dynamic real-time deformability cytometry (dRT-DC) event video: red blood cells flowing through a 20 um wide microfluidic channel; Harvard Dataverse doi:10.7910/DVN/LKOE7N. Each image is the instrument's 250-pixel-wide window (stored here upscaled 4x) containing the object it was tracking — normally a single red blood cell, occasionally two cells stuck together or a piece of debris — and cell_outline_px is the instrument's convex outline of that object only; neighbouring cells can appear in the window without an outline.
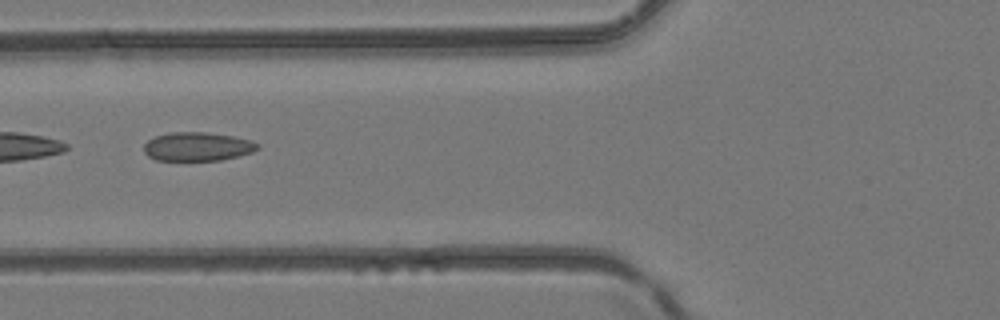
{"species": "common noctule bat (a hibernating species)", "species_latin": "Nyctalus noctula", "temperature_condition": "room temperature", "stored_images_in_passage": 5, "camera_frame_rate_fps": 3000, "um_per_image_px": 0.085, "animal": {"sex": "female", "body_mass_g": 24.6, "forearm_length_mm": 56.2}, "frame": {"image": 1, "passage_image": 5, "time_ms": 1.333, "image_size_px": [1000, 320], "cell_outline_px": [[260, 148], [252, 152], [220, 160], [156, 160], [148, 156], [144, 152], [144, 144], [148, 140], [156, 136], [172, 132], [204, 132], [232, 136], [252, 140], [260, 144]], "centroid_in_image_um": [16.79, 12.45], "position_along_channel_um": 109.0, "area_um2": 18.96}}